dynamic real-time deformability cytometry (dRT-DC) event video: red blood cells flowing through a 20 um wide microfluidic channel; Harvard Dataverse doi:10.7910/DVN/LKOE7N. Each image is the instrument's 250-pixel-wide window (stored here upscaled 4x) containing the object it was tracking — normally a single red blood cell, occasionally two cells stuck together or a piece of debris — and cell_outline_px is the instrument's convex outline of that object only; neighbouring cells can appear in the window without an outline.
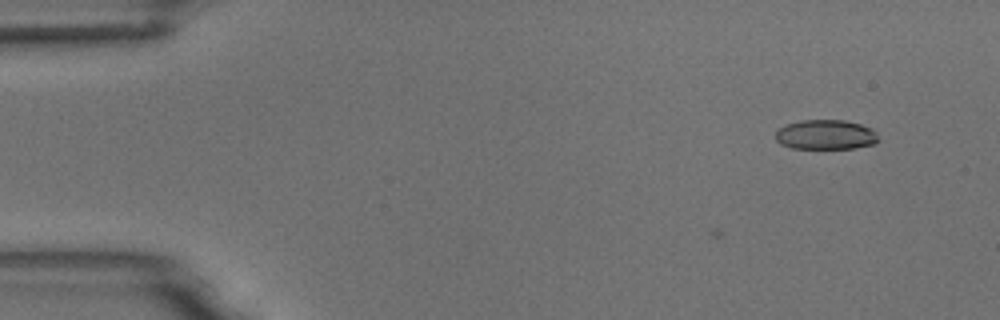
{"species": "common noctule bat (a hibernating species)", "species_latin": "Nyctalus noctula", "temperature_condition": "room temperature", "stored_images_in_passage": 6, "camera_frame_rate_fps": 3000, "um_per_image_px": 0.085, "animal": {"sex": "male", "body_mass_g": 18.8}, "frame": {"image": 1, "passage_image": 2, "time_ms": 1.333, "image_size_px": [1000, 320], "cell_outline_px": [[880, 140], [872, 144], [856, 148], [792, 148], [780, 144], [776, 140], [776, 132], [780, 128], [788, 124], [800, 120], [844, 120], [860, 124], [872, 128], [876, 132]], "centroid_in_image_um": [70.21, 11.45], "position_along_channel_um": 14.8, "area_um2": 17.8}}